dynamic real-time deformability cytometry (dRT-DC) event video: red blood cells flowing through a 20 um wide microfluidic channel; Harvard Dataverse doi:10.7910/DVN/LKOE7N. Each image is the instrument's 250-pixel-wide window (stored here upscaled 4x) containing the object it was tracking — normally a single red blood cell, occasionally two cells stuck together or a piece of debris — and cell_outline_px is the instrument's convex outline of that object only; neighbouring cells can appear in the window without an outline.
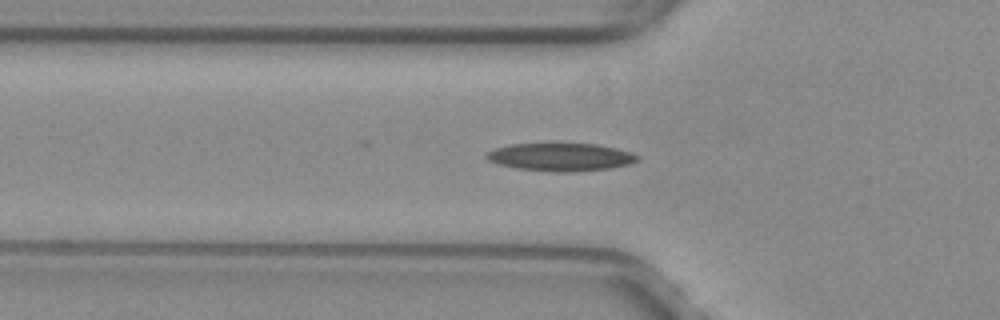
{"species": "common noctule bat (a hibernating species)", "species_latin": "Nyctalus noctula", "temperature_condition": "warm", "stored_images_in_passage": 41, "camera_frame_rate_fps": 3000, "um_per_image_px": 0.085, "animal": {"sex": "female", "body_mass_g": 29.2, "forearm_length_mm": 56.3}, "frame": {"image": 1, "passage_image": 17, "time_ms": 5.333, "image_size_px": [1000, 320], "cell_outline_px": [[640, 156], [636, 160], [628, 164], [608, 168], [572, 172], [548, 172], [516, 168], [496, 164], [488, 160], [484, 156], [484, 152], [496, 148], [512, 144], [596, 144], [616, 148]], "centroid_in_image_um": [47.57, 13.35], "position_along_channel_um": 78.2, "area_um2": 24.45}}
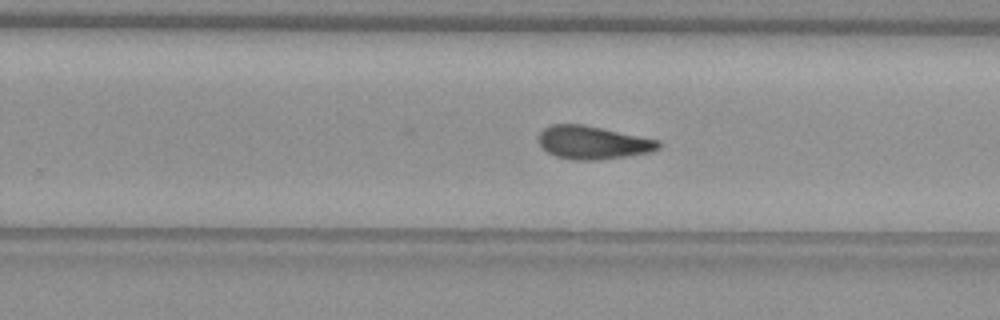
{"frame": {"image": 2, "passage_image": 32, "time_ms": 10.333, "image_size_px": [1000, 320], "cell_outline_px": [[660, 148], [652, 152], [628, 156], [596, 160], [572, 160], [556, 156], [548, 152], [540, 144], [540, 132], [544, 128], [552, 124], [584, 124], [660, 140]], "centroid_in_image_um": [50.43, 12.12], "position_along_channel_um": 279.4, "area_um2": 23.18}}
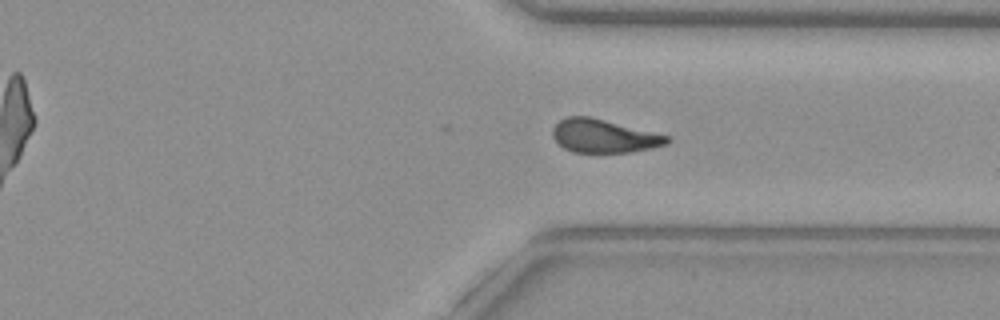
{"frame": {"image": 3, "passage_image": 38, "time_ms": 12.333, "image_size_px": [1000, 320], "cell_outline_px": [[672, 140], [668, 144], [652, 148], [628, 152], [572, 152], [564, 148], [552, 136], [552, 128], [560, 120], [568, 116], [588, 116], [672, 136]], "centroid_in_image_um": [51.37, 11.56], "position_along_channel_um": 360.0, "area_um2": 22.25}, "authors_computed_cell_mechanics": {"area_um2": 23.0622, "velocity_mm_per_s": 4.0171, "shape_relaxation_time_tau1_ms": 7.8769, "shape_relaxation_time_tau2_ms": 3.4324, "deformation_change_tau1": 0.2067, "deformation_change_tau2": 0.1153}}